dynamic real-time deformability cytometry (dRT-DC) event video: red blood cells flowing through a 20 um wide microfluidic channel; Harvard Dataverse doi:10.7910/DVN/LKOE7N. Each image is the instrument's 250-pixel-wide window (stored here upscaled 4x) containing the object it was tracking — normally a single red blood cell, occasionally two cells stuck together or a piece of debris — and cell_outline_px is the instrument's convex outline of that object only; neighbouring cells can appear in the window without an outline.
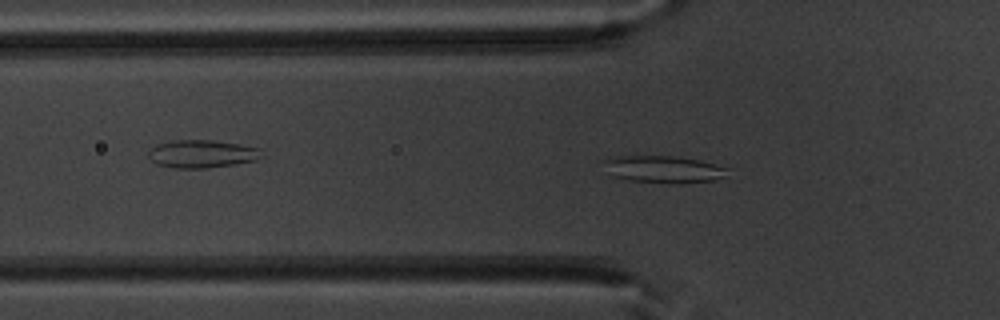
{"species": "common noctule bat (a hibernating species)", "species_latin": "Nyctalus noctula", "temperature_condition": "warm", "stored_images_in_passage": 50, "camera_frame_rate_fps": 3000, "um_per_image_px": 0.085, "animal": {"sex": "male", "body_mass_g": 20.1, "forearm_length_mm": 53.5}, "frame": {"image": 1, "passage_image": 16, "time_ms": 5.0, "image_size_px": [1000, 320], "cell_outline_px": [[732, 168], [728, 176], [716, 180], [680, 184], [672, 184], [628, 180], [612, 176], [600, 160], [616, 156], [676, 156], [700, 160]], "centroid_in_image_um": [56.48, 14.4], "position_along_channel_um": 69.3, "area_um2": 20.17}}
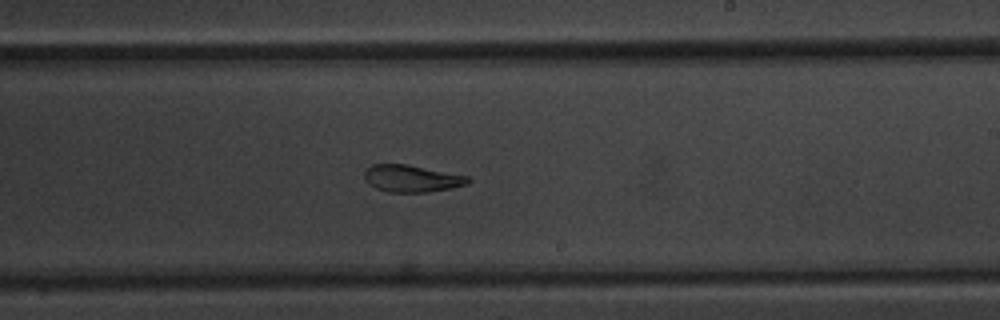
{"frame": {"image": 2, "passage_image": 30, "time_ms": 9.667, "image_size_px": [1000, 320], "cell_outline_px": [[472, 180], [468, 184], [452, 188], [428, 192], [388, 192], [376, 188], [368, 184], [364, 176], [364, 172], [372, 164], [408, 164], [468, 176]], "centroid_in_image_um": [35.01, 15.17], "position_along_channel_um": 254.0, "area_um2": 16.42}}
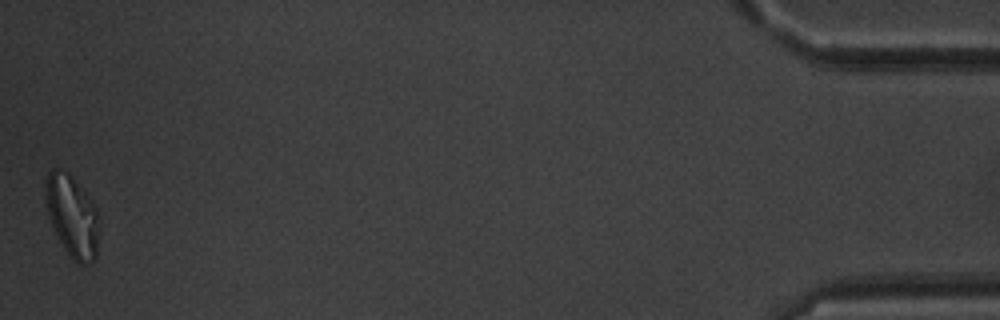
{"frame": {"image": 3, "passage_image": 50, "time_ms": 16.333, "image_size_px": [1000, 320], "cell_outline_px": [[100, 228], [96, 260], [88, 264], [76, 264], [72, 260], [64, 248], [52, 224], [48, 212], [44, 196], [48, 172], [52, 168], [56, 168], [68, 172], [72, 176], [88, 196], [96, 208]], "centroid_in_image_um": [6.16, 18.4], "position_along_channel_um": 429.0, "area_um2": 25.66}, "authors_computed_cell_mechanics": {"area_um2": 19.6231, "velocity_mm_per_s": 3.9546, "shape_relaxation_time_tau1_ms": 6.6343, "shape_relaxation_time_tau2_ms": 3.6288, "deformation_change_tau1": 0.1584, "deformation_change_tau2": 0.08}}